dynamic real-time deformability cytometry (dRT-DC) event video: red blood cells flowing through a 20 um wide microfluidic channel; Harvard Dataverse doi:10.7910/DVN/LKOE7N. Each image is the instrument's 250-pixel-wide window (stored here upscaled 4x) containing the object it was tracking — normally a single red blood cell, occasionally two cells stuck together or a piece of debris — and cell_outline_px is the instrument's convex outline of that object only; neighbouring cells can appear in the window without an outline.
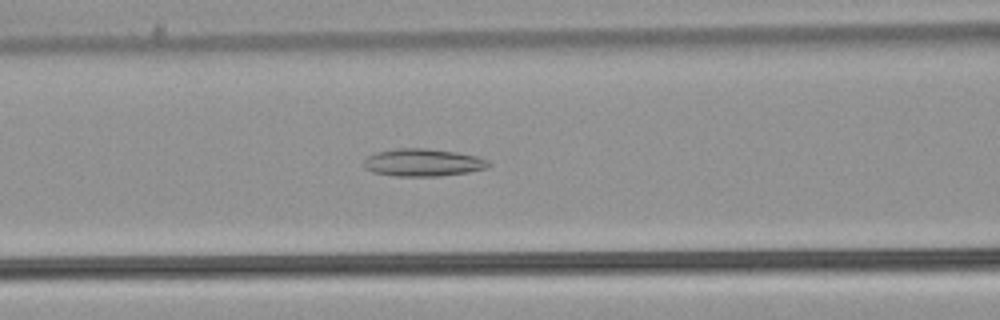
{"species": "common noctule bat (a hibernating species)", "species_latin": "Nyctalus noctula", "temperature_condition": "warm", "stored_images_in_passage": 52, "camera_frame_rate_fps": 3000, "um_per_image_px": 0.085, "animal": {"sex": "male", "body_mass_g": 21.5, "forearm_length_mm": 52.0}, "frame": {"image": 1, "passage_image": 22, "time_ms": 7.0, "image_size_px": [1000, 320], "cell_outline_px": [[492, 164], [488, 168], [468, 172], [440, 176], [396, 176], [372, 172], [364, 168], [364, 160], [368, 156], [376, 152], [396, 148], [424, 148], [456, 152], [476, 156], [488, 160]], "centroid_in_image_um": [35.95, 13.81], "position_along_channel_um": 130.6, "area_um2": 20.11}}
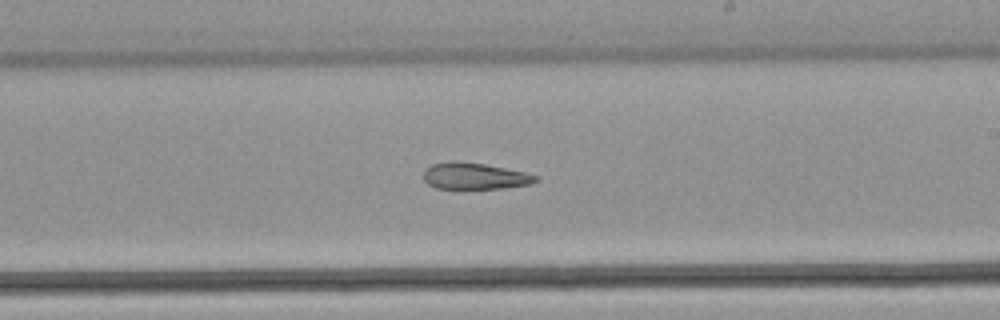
{"frame": {"image": 2, "passage_image": 31, "time_ms": 10.0, "image_size_px": [1000, 320], "cell_outline_px": [[540, 180], [532, 184], [504, 188], [436, 188], [428, 184], [424, 180], [424, 168], [432, 164], [452, 160], [484, 164], [524, 172], [540, 176]], "centroid_in_image_um": [40.36, 14.96], "position_along_channel_um": 248.6, "area_um2": 17.4}}
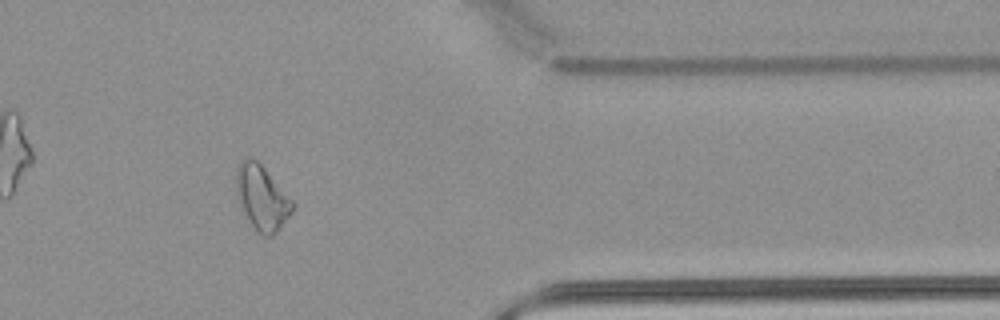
{"frame": {"image": 3, "passage_image": 43, "time_ms": 14.0, "image_size_px": [1000, 320], "cell_outline_px": [[296, 204], [292, 212], [280, 228], [272, 236], [264, 236], [248, 220], [236, 196], [236, 168], [244, 156], [252, 156], [264, 168]], "centroid_in_image_um": [22.25, 16.76], "position_along_channel_um": 389.1, "area_um2": 21.1}, "authors_computed_cell_mechanics": {"area_um2": 22.3108, "velocity_mm_per_s": 3.9444, "shape_relaxation_time_tau1_ms": null, "shape_relaxation_time_tau2_ms": 5.3525, "deformation_change_tau1": null, "deformation_change_tau2": 0.1545}}